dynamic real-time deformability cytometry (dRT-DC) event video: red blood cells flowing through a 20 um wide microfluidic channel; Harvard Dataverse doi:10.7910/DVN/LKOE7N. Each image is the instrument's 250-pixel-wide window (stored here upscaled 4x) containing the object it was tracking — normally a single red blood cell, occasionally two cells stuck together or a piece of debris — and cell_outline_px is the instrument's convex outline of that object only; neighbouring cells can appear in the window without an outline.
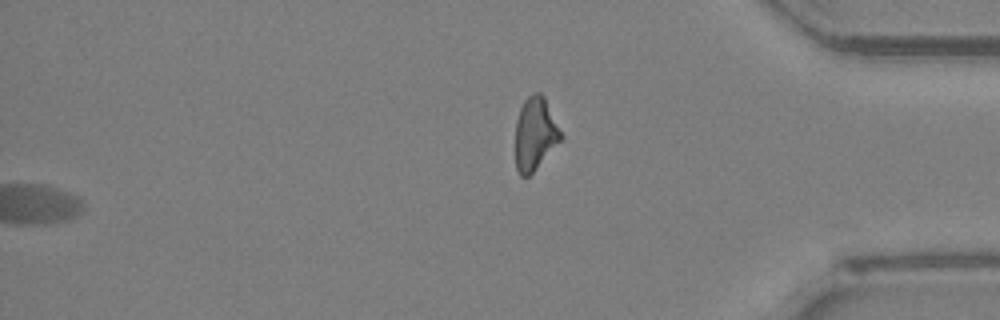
{"species": "Egyptian fruit bat (a non-hibernating species)", "species_latin": "Rousettus aegyptiacus", "temperature_condition": "room temperature", "stored_images_in_passage": 50, "segment_of_instrument_passage": [2, 2], "camera_frame_rate_fps": 3000, "um_per_image_px": 0.085, "animal": {"sex": "female"}, "frame": {"image": 1, "passage_image": 50, "time_ms": 16.333, "image_size_px": [1000, 320], "cell_outline_px": [[564, 136], [532, 172], [528, 176], [520, 176], [516, 168], [516, 120], [520, 108], [524, 100], [532, 92], [540, 92], [544, 96]], "centroid_in_image_um": [45.48, 11.33], "position_along_channel_um": 389.7, "area_um2": 19.13}}